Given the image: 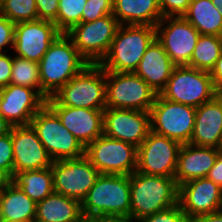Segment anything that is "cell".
Segmentation results:
<instances>
[{"instance_id": "obj_36", "label": "cell", "mask_w": 222, "mask_h": 222, "mask_svg": "<svg viewBox=\"0 0 222 222\" xmlns=\"http://www.w3.org/2000/svg\"><path fill=\"white\" fill-rule=\"evenodd\" d=\"M15 23L0 14V52L13 51Z\"/></svg>"}, {"instance_id": "obj_22", "label": "cell", "mask_w": 222, "mask_h": 222, "mask_svg": "<svg viewBox=\"0 0 222 222\" xmlns=\"http://www.w3.org/2000/svg\"><path fill=\"white\" fill-rule=\"evenodd\" d=\"M218 152L219 150L213 147H200L189 143L182 144L174 177L177 185L207 177L215 164Z\"/></svg>"}, {"instance_id": "obj_31", "label": "cell", "mask_w": 222, "mask_h": 222, "mask_svg": "<svg viewBox=\"0 0 222 222\" xmlns=\"http://www.w3.org/2000/svg\"><path fill=\"white\" fill-rule=\"evenodd\" d=\"M87 0H59L57 19L54 21L61 33L69 32L81 23V15Z\"/></svg>"}, {"instance_id": "obj_2", "label": "cell", "mask_w": 222, "mask_h": 222, "mask_svg": "<svg viewBox=\"0 0 222 222\" xmlns=\"http://www.w3.org/2000/svg\"><path fill=\"white\" fill-rule=\"evenodd\" d=\"M130 177V215L137 219L178 204L175 178L133 172Z\"/></svg>"}, {"instance_id": "obj_24", "label": "cell", "mask_w": 222, "mask_h": 222, "mask_svg": "<svg viewBox=\"0 0 222 222\" xmlns=\"http://www.w3.org/2000/svg\"><path fill=\"white\" fill-rule=\"evenodd\" d=\"M35 220L37 222H86L79 201L55 192L36 203Z\"/></svg>"}, {"instance_id": "obj_41", "label": "cell", "mask_w": 222, "mask_h": 222, "mask_svg": "<svg viewBox=\"0 0 222 222\" xmlns=\"http://www.w3.org/2000/svg\"><path fill=\"white\" fill-rule=\"evenodd\" d=\"M86 222H140V221L133 215H117V216L95 217L92 219H88Z\"/></svg>"}, {"instance_id": "obj_23", "label": "cell", "mask_w": 222, "mask_h": 222, "mask_svg": "<svg viewBox=\"0 0 222 222\" xmlns=\"http://www.w3.org/2000/svg\"><path fill=\"white\" fill-rule=\"evenodd\" d=\"M174 67L162 44L155 38L147 47L134 73L160 94L166 87Z\"/></svg>"}, {"instance_id": "obj_5", "label": "cell", "mask_w": 222, "mask_h": 222, "mask_svg": "<svg viewBox=\"0 0 222 222\" xmlns=\"http://www.w3.org/2000/svg\"><path fill=\"white\" fill-rule=\"evenodd\" d=\"M155 38V26L120 25L107 55L99 65L105 71L134 72Z\"/></svg>"}, {"instance_id": "obj_3", "label": "cell", "mask_w": 222, "mask_h": 222, "mask_svg": "<svg viewBox=\"0 0 222 222\" xmlns=\"http://www.w3.org/2000/svg\"><path fill=\"white\" fill-rule=\"evenodd\" d=\"M130 177L100 174L81 202L84 219L130 215Z\"/></svg>"}, {"instance_id": "obj_11", "label": "cell", "mask_w": 222, "mask_h": 222, "mask_svg": "<svg viewBox=\"0 0 222 222\" xmlns=\"http://www.w3.org/2000/svg\"><path fill=\"white\" fill-rule=\"evenodd\" d=\"M120 23L113 14L75 25L66 34L89 64H99L107 55Z\"/></svg>"}, {"instance_id": "obj_30", "label": "cell", "mask_w": 222, "mask_h": 222, "mask_svg": "<svg viewBox=\"0 0 222 222\" xmlns=\"http://www.w3.org/2000/svg\"><path fill=\"white\" fill-rule=\"evenodd\" d=\"M10 84L36 89L41 93L39 63L13 54Z\"/></svg>"}, {"instance_id": "obj_7", "label": "cell", "mask_w": 222, "mask_h": 222, "mask_svg": "<svg viewBox=\"0 0 222 222\" xmlns=\"http://www.w3.org/2000/svg\"><path fill=\"white\" fill-rule=\"evenodd\" d=\"M106 108L149 112L157 92L134 72L105 71Z\"/></svg>"}, {"instance_id": "obj_28", "label": "cell", "mask_w": 222, "mask_h": 222, "mask_svg": "<svg viewBox=\"0 0 222 222\" xmlns=\"http://www.w3.org/2000/svg\"><path fill=\"white\" fill-rule=\"evenodd\" d=\"M13 182L35 203L42 201L54 192L51 167L19 172L13 177Z\"/></svg>"}, {"instance_id": "obj_20", "label": "cell", "mask_w": 222, "mask_h": 222, "mask_svg": "<svg viewBox=\"0 0 222 222\" xmlns=\"http://www.w3.org/2000/svg\"><path fill=\"white\" fill-rule=\"evenodd\" d=\"M63 126L84 146L103 134V111L70 106H48Z\"/></svg>"}, {"instance_id": "obj_4", "label": "cell", "mask_w": 222, "mask_h": 222, "mask_svg": "<svg viewBox=\"0 0 222 222\" xmlns=\"http://www.w3.org/2000/svg\"><path fill=\"white\" fill-rule=\"evenodd\" d=\"M47 106L106 108V75L99 64H88L47 99Z\"/></svg>"}, {"instance_id": "obj_45", "label": "cell", "mask_w": 222, "mask_h": 222, "mask_svg": "<svg viewBox=\"0 0 222 222\" xmlns=\"http://www.w3.org/2000/svg\"><path fill=\"white\" fill-rule=\"evenodd\" d=\"M11 128V124L0 114V137L9 134Z\"/></svg>"}, {"instance_id": "obj_46", "label": "cell", "mask_w": 222, "mask_h": 222, "mask_svg": "<svg viewBox=\"0 0 222 222\" xmlns=\"http://www.w3.org/2000/svg\"><path fill=\"white\" fill-rule=\"evenodd\" d=\"M211 1L219 9L222 15V0H211Z\"/></svg>"}, {"instance_id": "obj_1", "label": "cell", "mask_w": 222, "mask_h": 222, "mask_svg": "<svg viewBox=\"0 0 222 222\" xmlns=\"http://www.w3.org/2000/svg\"><path fill=\"white\" fill-rule=\"evenodd\" d=\"M88 64L72 39L61 33L39 62L41 94L48 99Z\"/></svg>"}, {"instance_id": "obj_19", "label": "cell", "mask_w": 222, "mask_h": 222, "mask_svg": "<svg viewBox=\"0 0 222 222\" xmlns=\"http://www.w3.org/2000/svg\"><path fill=\"white\" fill-rule=\"evenodd\" d=\"M11 139L14 154V176L22 171L45 169L53 165V159L31 125L13 126Z\"/></svg>"}, {"instance_id": "obj_42", "label": "cell", "mask_w": 222, "mask_h": 222, "mask_svg": "<svg viewBox=\"0 0 222 222\" xmlns=\"http://www.w3.org/2000/svg\"><path fill=\"white\" fill-rule=\"evenodd\" d=\"M210 74L215 88L222 93V53Z\"/></svg>"}, {"instance_id": "obj_6", "label": "cell", "mask_w": 222, "mask_h": 222, "mask_svg": "<svg viewBox=\"0 0 222 222\" xmlns=\"http://www.w3.org/2000/svg\"><path fill=\"white\" fill-rule=\"evenodd\" d=\"M219 93L210 72L189 66H175L160 95L169 101L197 108Z\"/></svg>"}, {"instance_id": "obj_13", "label": "cell", "mask_w": 222, "mask_h": 222, "mask_svg": "<svg viewBox=\"0 0 222 222\" xmlns=\"http://www.w3.org/2000/svg\"><path fill=\"white\" fill-rule=\"evenodd\" d=\"M51 168L54 192L80 203L100 175V172L85 155L74 159L54 161Z\"/></svg>"}, {"instance_id": "obj_10", "label": "cell", "mask_w": 222, "mask_h": 222, "mask_svg": "<svg viewBox=\"0 0 222 222\" xmlns=\"http://www.w3.org/2000/svg\"><path fill=\"white\" fill-rule=\"evenodd\" d=\"M85 156L100 174L129 176L137 168V147L104 134L85 147Z\"/></svg>"}, {"instance_id": "obj_14", "label": "cell", "mask_w": 222, "mask_h": 222, "mask_svg": "<svg viewBox=\"0 0 222 222\" xmlns=\"http://www.w3.org/2000/svg\"><path fill=\"white\" fill-rule=\"evenodd\" d=\"M156 39L175 66H189L200 33L183 16L163 17L155 26Z\"/></svg>"}, {"instance_id": "obj_40", "label": "cell", "mask_w": 222, "mask_h": 222, "mask_svg": "<svg viewBox=\"0 0 222 222\" xmlns=\"http://www.w3.org/2000/svg\"><path fill=\"white\" fill-rule=\"evenodd\" d=\"M207 178L222 188V152H218L215 164L209 171Z\"/></svg>"}, {"instance_id": "obj_25", "label": "cell", "mask_w": 222, "mask_h": 222, "mask_svg": "<svg viewBox=\"0 0 222 222\" xmlns=\"http://www.w3.org/2000/svg\"><path fill=\"white\" fill-rule=\"evenodd\" d=\"M112 14L120 25L156 26L163 18L159 0H113Z\"/></svg>"}, {"instance_id": "obj_12", "label": "cell", "mask_w": 222, "mask_h": 222, "mask_svg": "<svg viewBox=\"0 0 222 222\" xmlns=\"http://www.w3.org/2000/svg\"><path fill=\"white\" fill-rule=\"evenodd\" d=\"M181 146L182 144L176 140L150 131L137 148L136 171L147 175L174 178Z\"/></svg>"}, {"instance_id": "obj_35", "label": "cell", "mask_w": 222, "mask_h": 222, "mask_svg": "<svg viewBox=\"0 0 222 222\" xmlns=\"http://www.w3.org/2000/svg\"><path fill=\"white\" fill-rule=\"evenodd\" d=\"M0 168L6 170L14 177V154L11 131L9 134L0 137Z\"/></svg>"}, {"instance_id": "obj_33", "label": "cell", "mask_w": 222, "mask_h": 222, "mask_svg": "<svg viewBox=\"0 0 222 222\" xmlns=\"http://www.w3.org/2000/svg\"><path fill=\"white\" fill-rule=\"evenodd\" d=\"M112 12L113 0H87L81 15V23L92 22Z\"/></svg>"}, {"instance_id": "obj_43", "label": "cell", "mask_w": 222, "mask_h": 222, "mask_svg": "<svg viewBox=\"0 0 222 222\" xmlns=\"http://www.w3.org/2000/svg\"><path fill=\"white\" fill-rule=\"evenodd\" d=\"M191 222H222V210L199 216Z\"/></svg>"}, {"instance_id": "obj_32", "label": "cell", "mask_w": 222, "mask_h": 222, "mask_svg": "<svg viewBox=\"0 0 222 222\" xmlns=\"http://www.w3.org/2000/svg\"><path fill=\"white\" fill-rule=\"evenodd\" d=\"M0 14L14 23L38 20L36 0H3Z\"/></svg>"}, {"instance_id": "obj_37", "label": "cell", "mask_w": 222, "mask_h": 222, "mask_svg": "<svg viewBox=\"0 0 222 222\" xmlns=\"http://www.w3.org/2000/svg\"><path fill=\"white\" fill-rule=\"evenodd\" d=\"M191 0H159L162 17L183 16Z\"/></svg>"}, {"instance_id": "obj_47", "label": "cell", "mask_w": 222, "mask_h": 222, "mask_svg": "<svg viewBox=\"0 0 222 222\" xmlns=\"http://www.w3.org/2000/svg\"><path fill=\"white\" fill-rule=\"evenodd\" d=\"M0 222H2V213H1V192H0Z\"/></svg>"}, {"instance_id": "obj_39", "label": "cell", "mask_w": 222, "mask_h": 222, "mask_svg": "<svg viewBox=\"0 0 222 222\" xmlns=\"http://www.w3.org/2000/svg\"><path fill=\"white\" fill-rule=\"evenodd\" d=\"M13 52H0V90L10 84Z\"/></svg>"}, {"instance_id": "obj_27", "label": "cell", "mask_w": 222, "mask_h": 222, "mask_svg": "<svg viewBox=\"0 0 222 222\" xmlns=\"http://www.w3.org/2000/svg\"><path fill=\"white\" fill-rule=\"evenodd\" d=\"M183 17L200 35L222 37V15L211 0H191Z\"/></svg>"}, {"instance_id": "obj_17", "label": "cell", "mask_w": 222, "mask_h": 222, "mask_svg": "<svg viewBox=\"0 0 222 222\" xmlns=\"http://www.w3.org/2000/svg\"><path fill=\"white\" fill-rule=\"evenodd\" d=\"M47 99L36 89L9 84L0 90V114L11 126L30 125Z\"/></svg>"}, {"instance_id": "obj_48", "label": "cell", "mask_w": 222, "mask_h": 222, "mask_svg": "<svg viewBox=\"0 0 222 222\" xmlns=\"http://www.w3.org/2000/svg\"><path fill=\"white\" fill-rule=\"evenodd\" d=\"M218 150H219L220 152H222V136H221V140H220V143H219V148H218Z\"/></svg>"}, {"instance_id": "obj_8", "label": "cell", "mask_w": 222, "mask_h": 222, "mask_svg": "<svg viewBox=\"0 0 222 222\" xmlns=\"http://www.w3.org/2000/svg\"><path fill=\"white\" fill-rule=\"evenodd\" d=\"M30 125L53 161L85 155V147L61 124L58 116L47 105L34 115Z\"/></svg>"}, {"instance_id": "obj_38", "label": "cell", "mask_w": 222, "mask_h": 222, "mask_svg": "<svg viewBox=\"0 0 222 222\" xmlns=\"http://www.w3.org/2000/svg\"><path fill=\"white\" fill-rule=\"evenodd\" d=\"M38 19L54 22L57 19L59 0H36Z\"/></svg>"}, {"instance_id": "obj_29", "label": "cell", "mask_w": 222, "mask_h": 222, "mask_svg": "<svg viewBox=\"0 0 222 222\" xmlns=\"http://www.w3.org/2000/svg\"><path fill=\"white\" fill-rule=\"evenodd\" d=\"M222 53V37L200 35L190 59V67L210 72Z\"/></svg>"}, {"instance_id": "obj_16", "label": "cell", "mask_w": 222, "mask_h": 222, "mask_svg": "<svg viewBox=\"0 0 222 222\" xmlns=\"http://www.w3.org/2000/svg\"><path fill=\"white\" fill-rule=\"evenodd\" d=\"M103 134L139 147L151 131L150 113L132 109L105 108Z\"/></svg>"}, {"instance_id": "obj_9", "label": "cell", "mask_w": 222, "mask_h": 222, "mask_svg": "<svg viewBox=\"0 0 222 222\" xmlns=\"http://www.w3.org/2000/svg\"><path fill=\"white\" fill-rule=\"evenodd\" d=\"M149 113L151 131L181 144L190 142L195 125V107L169 101L158 94Z\"/></svg>"}, {"instance_id": "obj_21", "label": "cell", "mask_w": 222, "mask_h": 222, "mask_svg": "<svg viewBox=\"0 0 222 222\" xmlns=\"http://www.w3.org/2000/svg\"><path fill=\"white\" fill-rule=\"evenodd\" d=\"M222 136V93L196 108V118L189 144L219 148Z\"/></svg>"}, {"instance_id": "obj_18", "label": "cell", "mask_w": 222, "mask_h": 222, "mask_svg": "<svg viewBox=\"0 0 222 222\" xmlns=\"http://www.w3.org/2000/svg\"><path fill=\"white\" fill-rule=\"evenodd\" d=\"M178 203L188 219L222 210V188L207 177L179 185Z\"/></svg>"}, {"instance_id": "obj_34", "label": "cell", "mask_w": 222, "mask_h": 222, "mask_svg": "<svg viewBox=\"0 0 222 222\" xmlns=\"http://www.w3.org/2000/svg\"><path fill=\"white\" fill-rule=\"evenodd\" d=\"M140 222H191L178 204L139 219Z\"/></svg>"}, {"instance_id": "obj_15", "label": "cell", "mask_w": 222, "mask_h": 222, "mask_svg": "<svg viewBox=\"0 0 222 222\" xmlns=\"http://www.w3.org/2000/svg\"><path fill=\"white\" fill-rule=\"evenodd\" d=\"M61 34L56 25L48 20L15 23L13 54L39 63L49 46Z\"/></svg>"}, {"instance_id": "obj_44", "label": "cell", "mask_w": 222, "mask_h": 222, "mask_svg": "<svg viewBox=\"0 0 222 222\" xmlns=\"http://www.w3.org/2000/svg\"><path fill=\"white\" fill-rule=\"evenodd\" d=\"M13 182V177L4 169L0 168V192Z\"/></svg>"}, {"instance_id": "obj_26", "label": "cell", "mask_w": 222, "mask_h": 222, "mask_svg": "<svg viewBox=\"0 0 222 222\" xmlns=\"http://www.w3.org/2000/svg\"><path fill=\"white\" fill-rule=\"evenodd\" d=\"M2 221L31 222L35 220L36 203L12 182L1 191Z\"/></svg>"}]
</instances>
